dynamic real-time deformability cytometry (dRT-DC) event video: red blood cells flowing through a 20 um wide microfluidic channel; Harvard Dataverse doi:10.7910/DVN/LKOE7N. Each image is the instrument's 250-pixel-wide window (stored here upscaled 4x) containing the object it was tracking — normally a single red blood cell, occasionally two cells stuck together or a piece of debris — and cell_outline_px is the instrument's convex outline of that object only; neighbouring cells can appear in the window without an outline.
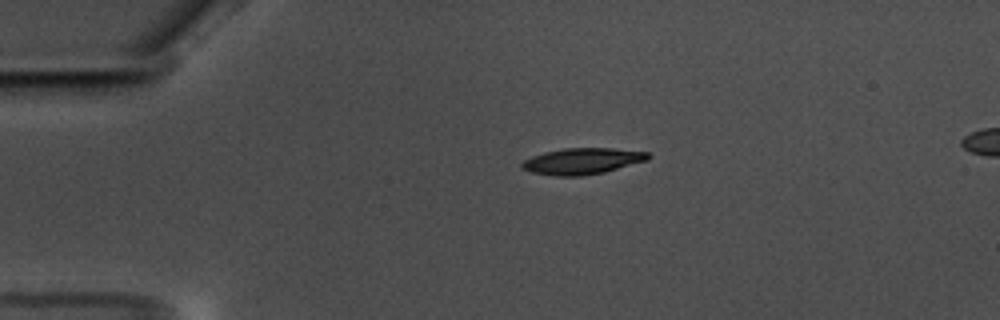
{"species": "common noctule bat (a hibernating species)", "species_latin": "Nyctalus noctula", "temperature_condition": "warm", "stored_images_in_passage": 47, "camera_frame_rate_fps": 3000, "um_per_image_px": 0.085, "animal": {"sex": "male", "body_mass_g": 17.5, "forearm_length_mm": 52.3}, "frame": {"image": 1, "passage_image": 2, "time_ms": 0.333, "image_size_px": [1000, 320], "cell_outline_px": [[652, 156], [648, 160], [604, 172], [580, 176], [556, 176], [532, 172], [520, 168], [520, 164], [524, 160], [532, 156], [544, 152], [564, 148], [612, 148], [648, 152]], "centroid_in_image_um": [49.49, 13.69], "position_along_channel_um": 35.5, "area_um2": 19.31}}
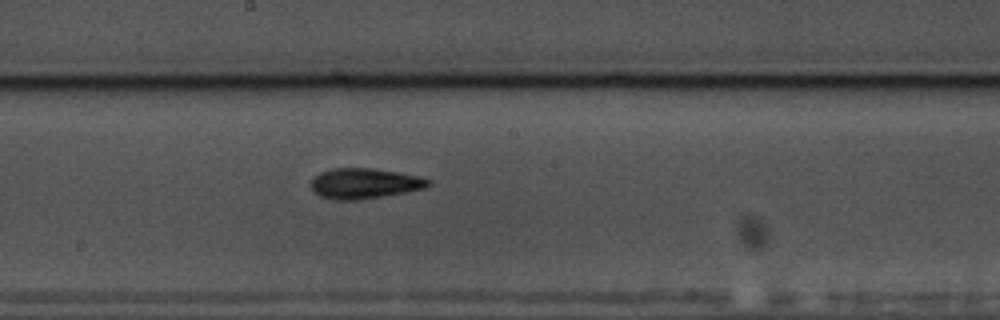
{"frame": {"image": 2, "passage_image": 21, "time_ms": 6.667, "image_size_px": [1000, 320], "cell_outline_px": [[432, 184], [424, 188], [404, 192], [360, 200], [332, 200], [320, 196], [312, 192], [312, 180], [320, 172], [332, 168], [372, 168], [420, 176], [432, 180]], "centroid_in_image_um": [30.97, 15.59], "position_along_channel_um": 217.2, "area_um2": 20.81}}
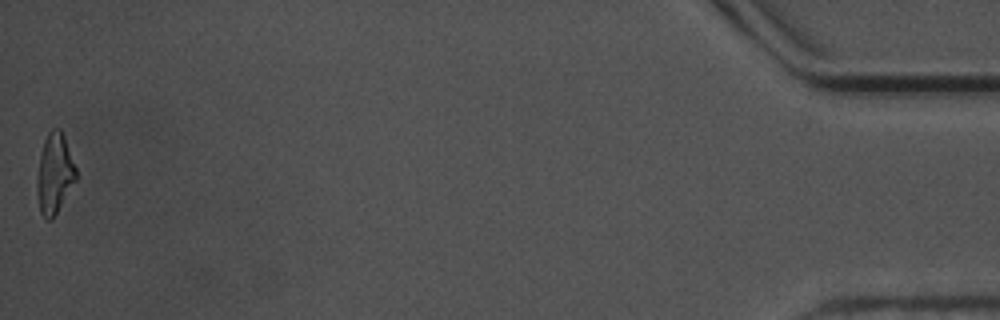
{"frame": {"image": 3, "passage_image": 47, "time_ms": 15.333, "image_size_px": [1000, 320], "cell_outline_px": [[76, 180], [52, 220], [48, 220], [40, 212], [36, 192], [36, 176], [40, 152], [44, 140], [48, 132], [52, 128], [60, 128], [64, 136], [76, 168]], "centroid_in_image_um": [4.61, 14.74], "position_along_channel_um": 430.6, "area_um2": 18.32}, "authors_computed_cell_mechanics": {"area_um2": 19.3052, "velocity_mm_per_s": 3.5522, "shape_relaxation_time_tau1_ms": 3.0925, "shape_relaxation_time_tau2_ms": 10.6656, "deformation_change_tau1": 0.1603, "deformation_change_tau2": 0.1993}}